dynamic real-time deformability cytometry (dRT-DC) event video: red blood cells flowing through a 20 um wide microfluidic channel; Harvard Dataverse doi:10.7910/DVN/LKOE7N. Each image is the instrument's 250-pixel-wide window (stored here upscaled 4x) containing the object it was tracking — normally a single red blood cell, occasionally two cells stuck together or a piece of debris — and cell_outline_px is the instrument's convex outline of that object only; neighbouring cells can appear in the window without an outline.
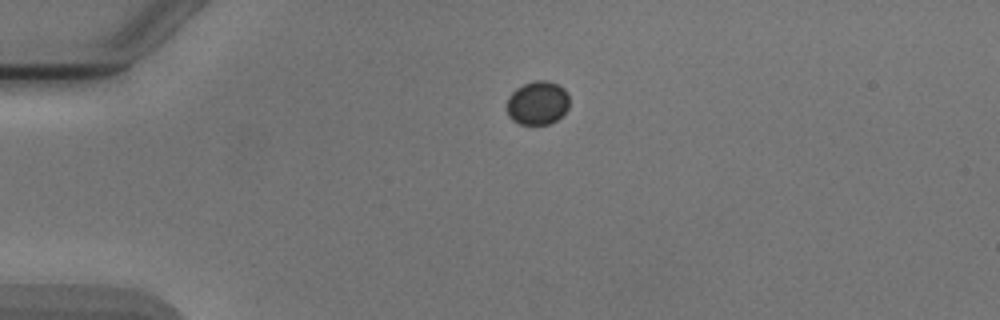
{"species": "Egyptian fruit bat (a non-hibernating species)", "species_latin": "Rousettus aegyptiacus", "temperature_condition": "cold", "stored_images_in_passage": 2, "camera_frame_rate_fps": 3000, "um_per_image_px": 0.085, "animal": {"sex": "male"}, "frame": {"image": 1, "passage_image": 1, "time_ms": 0.0, "image_size_px": [1000, 320], "cell_outline_px": [[568, 108], [556, 120], [548, 124], [520, 124], [512, 120], [508, 116], [508, 96], [516, 88], [532, 80], [548, 80], [564, 88], [568, 96]], "centroid_in_image_um": [45.68, 8.73], "position_along_channel_um": 39.3, "area_um2": 15.84}}